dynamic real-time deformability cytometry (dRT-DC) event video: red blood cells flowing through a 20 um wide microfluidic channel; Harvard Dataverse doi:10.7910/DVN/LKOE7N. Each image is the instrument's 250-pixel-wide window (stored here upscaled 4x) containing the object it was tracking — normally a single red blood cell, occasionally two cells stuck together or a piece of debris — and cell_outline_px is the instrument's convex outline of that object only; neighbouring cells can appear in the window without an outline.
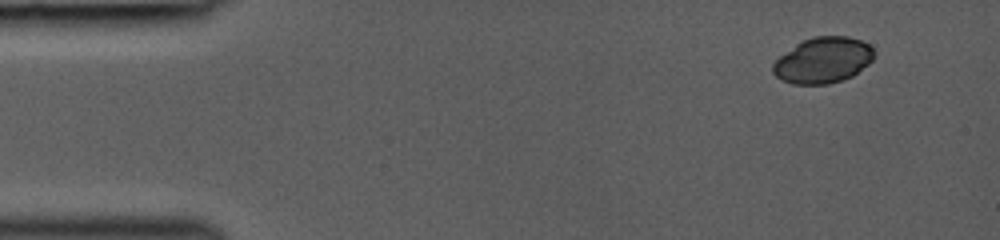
{"species": "common noctule bat (a hibernating species)", "species_latin": "Nyctalus noctula", "temperature_condition": "room temperature", "stored_images_in_passage": 41, "camera_frame_rate_fps": 3000, "um_per_image_px": 0.085, "animal": {"sex": "female", "body_mass_g": 19.0, "forearm_length_mm": 53.3}, "frame": {"image": 1, "passage_image": 1, "time_ms": 0.0, "image_size_px": [1000, 240], "cell_outline_px": [[876, 56], [868, 64], [852, 76], [828, 84], [792, 84], [776, 76], [772, 72], [772, 64], [780, 56], [796, 44], [812, 36], [848, 36], [860, 40], [868, 44], [876, 52]], "centroid_in_image_um": [69.97, 5.11], "position_along_channel_um": 15.0, "area_um2": 26.93}}
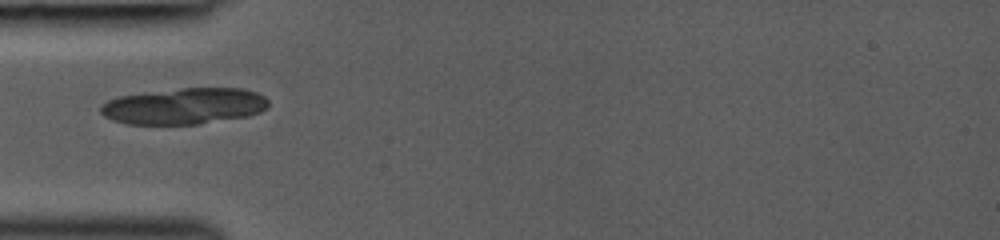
{"frame": {"image": 2, "passage_image": 12, "time_ms": 3.667, "image_size_px": [1000, 240], "cell_outline_px": [[268, 108], [260, 112], [248, 116], [200, 124], [124, 124], [112, 120], [104, 116], [100, 112], [100, 104], [108, 100], [120, 96], [144, 92], [180, 88], [244, 88], [256, 92], [264, 96], [268, 100]], "centroid_in_image_um": [15.65, 9.02], "position_along_channel_um": 69.4, "area_um2": 35.78}}
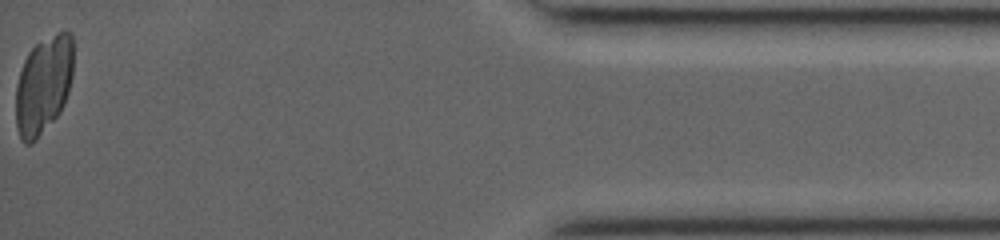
{"frame": {"image": 3, "passage_image": 41, "time_ms": 13.333, "image_size_px": [1000, 240], "cell_outline_px": [[72, 76], [68, 92], [64, 104], [60, 112], [36, 140], [32, 144], [24, 144], [20, 140], [16, 124], [16, 84], [24, 60], [28, 52], [36, 44], [56, 32], [64, 28], [72, 32]], "centroid_in_image_um": [3.69, 7.21], "position_along_channel_um": 431.5, "area_um2": 33.06}}